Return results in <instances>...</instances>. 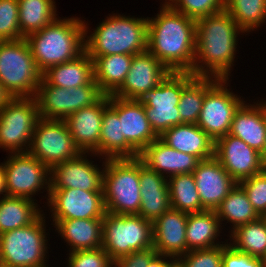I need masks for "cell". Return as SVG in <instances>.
Here are the masks:
<instances>
[{
    "mask_svg": "<svg viewBox=\"0 0 266 267\" xmlns=\"http://www.w3.org/2000/svg\"><path fill=\"white\" fill-rule=\"evenodd\" d=\"M141 217L154 221L171 208L167 178L148 168L139 158Z\"/></svg>",
    "mask_w": 266,
    "mask_h": 267,
    "instance_id": "obj_25",
    "label": "cell"
},
{
    "mask_svg": "<svg viewBox=\"0 0 266 267\" xmlns=\"http://www.w3.org/2000/svg\"><path fill=\"white\" fill-rule=\"evenodd\" d=\"M139 157L108 158L103 175V196L106 212L139 214L141 194Z\"/></svg>",
    "mask_w": 266,
    "mask_h": 267,
    "instance_id": "obj_5",
    "label": "cell"
},
{
    "mask_svg": "<svg viewBox=\"0 0 266 267\" xmlns=\"http://www.w3.org/2000/svg\"><path fill=\"white\" fill-rule=\"evenodd\" d=\"M170 1H171V0H162V2H160V3L166 5V4H168Z\"/></svg>",
    "mask_w": 266,
    "mask_h": 267,
    "instance_id": "obj_51",
    "label": "cell"
},
{
    "mask_svg": "<svg viewBox=\"0 0 266 267\" xmlns=\"http://www.w3.org/2000/svg\"><path fill=\"white\" fill-rule=\"evenodd\" d=\"M229 79L206 77V95L197 125L215 142L231 129L235 112L245 102L230 88Z\"/></svg>",
    "mask_w": 266,
    "mask_h": 267,
    "instance_id": "obj_10",
    "label": "cell"
},
{
    "mask_svg": "<svg viewBox=\"0 0 266 267\" xmlns=\"http://www.w3.org/2000/svg\"><path fill=\"white\" fill-rule=\"evenodd\" d=\"M188 213L170 208L152 222L153 249L158 254L180 258L187 253Z\"/></svg>",
    "mask_w": 266,
    "mask_h": 267,
    "instance_id": "obj_22",
    "label": "cell"
},
{
    "mask_svg": "<svg viewBox=\"0 0 266 267\" xmlns=\"http://www.w3.org/2000/svg\"><path fill=\"white\" fill-rule=\"evenodd\" d=\"M132 59L133 55L113 54L98 56L93 60L94 81L103 94L112 95L122 85Z\"/></svg>",
    "mask_w": 266,
    "mask_h": 267,
    "instance_id": "obj_32",
    "label": "cell"
},
{
    "mask_svg": "<svg viewBox=\"0 0 266 267\" xmlns=\"http://www.w3.org/2000/svg\"><path fill=\"white\" fill-rule=\"evenodd\" d=\"M6 194V186H5V175H4V168L3 162L0 163V197H5Z\"/></svg>",
    "mask_w": 266,
    "mask_h": 267,
    "instance_id": "obj_47",
    "label": "cell"
},
{
    "mask_svg": "<svg viewBox=\"0 0 266 267\" xmlns=\"http://www.w3.org/2000/svg\"><path fill=\"white\" fill-rule=\"evenodd\" d=\"M61 18L59 16L42 30L25 38L42 74L50 67L73 60L85 51L83 18Z\"/></svg>",
    "mask_w": 266,
    "mask_h": 267,
    "instance_id": "obj_4",
    "label": "cell"
},
{
    "mask_svg": "<svg viewBox=\"0 0 266 267\" xmlns=\"http://www.w3.org/2000/svg\"><path fill=\"white\" fill-rule=\"evenodd\" d=\"M18 0H0V39L18 40L21 35L18 22Z\"/></svg>",
    "mask_w": 266,
    "mask_h": 267,
    "instance_id": "obj_40",
    "label": "cell"
},
{
    "mask_svg": "<svg viewBox=\"0 0 266 267\" xmlns=\"http://www.w3.org/2000/svg\"><path fill=\"white\" fill-rule=\"evenodd\" d=\"M18 22L21 35L42 30L59 16L55 0H18Z\"/></svg>",
    "mask_w": 266,
    "mask_h": 267,
    "instance_id": "obj_34",
    "label": "cell"
},
{
    "mask_svg": "<svg viewBox=\"0 0 266 267\" xmlns=\"http://www.w3.org/2000/svg\"><path fill=\"white\" fill-rule=\"evenodd\" d=\"M45 213L46 209L28 226L0 234L1 263L12 267H40L49 262L48 230L51 229H47Z\"/></svg>",
    "mask_w": 266,
    "mask_h": 267,
    "instance_id": "obj_6",
    "label": "cell"
},
{
    "mask_svg": "<svg viewBox=\"0 0 266 267\" xmlns=\"http://www.w3.org/2000/svg\"><path fill=\"white\" fill-rule=\"evenodd\" d=\"M214 157L237 183L265 170L261 154L229 133L215 141Z\"/></svg>",
    "mask_w": 266,
    "mask_h": 267,
    "instance_id": "obj_17",
    "label": "cell"
},
{
    "mask_svg": "<svg viewBox=\"0 0 266 267\" xmlns=\"http://www.w3.org/2000/svg\"><path fill=\"white\" fill-rule=\"evenodd\" d=\"M224 10L246 35L266 25V0H224Z\"/></svg>",
    "mask_w": 266,
    "mask_h": 267,
    "instance_id": "obj_37",
    "label": "cell"
},
{
    "mask_svg": "<svg viewBox=\"0 0 266 267\" xmlns=\"http://www.w3.org/2000/svg\"><path fill=\"white\" fill-rule=\"evenodd\" d=\"M261 157H262L264 169L266 170V141H265L264 149H263V151L261 153Z\"/></svg>",
    "mask_w": 266,
    "mask_h": 267,
    "instance_id": "obj_50",
    "label": "cell"
},
{
    "mask_svg": "<svg viewBox=\"0 0 266 267\" xmlns=\"http://www.w3.org/2000/svg\"><path fill=\"white\" fill-rule=\"evenodd\" d=\"M246 192L256 212L266 215V170L238 183Z\"/></svg>",
    "mask_w": 266,
    "mask_h": 267,
    "instance_id": "obj_42",
    "label": "cell"
},
{
    "mask_svg": "<svg viewBox=\"0 0 266 267\" xmlns=\"http://www.w3.org/2000/svg\"><path fill=\"white\" fill-rule=\"evenodd\" d=\"M44 203L50 210V221L104 218L106 214L103 191L50 190L49 199Z\"/></svg>",
    "mask_w": 266,
    "mask_h": 267,
    "instance_id": "obj_16",
    "label": "cell"
},
{
    "mask_svg": "<svg viewBox=\"0 0 266 267\" xmlns=\"http://www.w3.org/2000/svg\"><path fill=\"white\" fill-rule=\"evenodd\" d=\"M95 155L106 159L139 157L121 133L118 113L110 105L103 112L99 151Z\"/></svg>",
    "mask_w": 266,
    "mask_h": 267,
    "instance_id": "obj_30",
    "label": "cell"
},
{
    "mask_svg": "<svg viewBox=\"0 0 266 267\" xmlns=\"http://www.w3.org/2000/svg\"><path fill=\"white\" fill-rule=\"evenodd\" d=\"M201 205L205 210H216L237 182L213 156L200 160L193 171Z\"/></svg>",
    "mask_w": 266,
    "mask_h": 267,
    "instance_id": "obj_20",
    "label": "cell"
},
{
    "mask_svg": "<svg viewBox=\"0 0 266 267\" xmlns=\"http://www.w3.org/2000/svg\"><path fill=\"white\" fill-rule=\"evenodd\" d=\"M102 95L94 80L85 86L65 89L49 85L42 78L34 98L40 118L65 120L70 114L94 104Z\"/></svg>",
    "mask_w": 266,
    "mask_h": 267,
    "instance_id": "obj_13",
    "label": "cell"
},
{
    "mask_svg": "<svg viewBox=\"0 0 266 267\" xmlns=\"http://www.w3.org/2000/svg\"><path fill=\"white\" fill-rule=\"evenodd\" d=\"M193 77L190 72H170L157 87L138 99L144 105L148 122L158 136L173 126L183 124L178 104L182 88Z\"/></svg>",
    "mask_w": 266,
    "mask_h": 267,
    "instance_id": "obj_9",
    "label": "cell"
},
{
    "mask_svg": "<svg viewBox=\"0 0 266 267\" xmlns=\"http://www.w3.org/2000/svg\"><path fill=\"white\" fill-rule=\"evenodd\" d=\"M139 158L148 168L167 179L173 175L193 173L199 162L195 156L177 151L159 138L150 143Z\"/></svg>",
    "mask_w": 266,
    "mask_h": 267,
    "instance_id": "obj_24",
    "label": "cell"
},
{
    "mask_svg": "<svg viewBox=\"0 0 266 267\" xmlns=\"http://www.w3.org/2000/svg\"><path fill=\"white\" fill-rule=\"evenodd\" d=\"M159 139L177 151L195 156L199 161L214 156L215 142L197 124H179L164 131Z\"/></svg>",
    "mask_w": 266,
    "mask_h": 267,
    "instance_id": "obj_27",
    "label": "cell"
},
{
    "mask_svg": "<svg viewBox=\"0 0 266 267\" xmlns=\"http://www.w3.org/2000/svg\"><path fill=\"white\" fill-rule=\"evenodd\" d=\"M167 5L194 20L224 10V0H171Z\"/></svg>",
    "mask_w": 266,
    "mask_h": 267,
    "instance_id": "obj_39",
    "label": "cell"
},
{
    "mask_svg": "<svg viewBox=\"0 0 266 267\" xmlns=\"http://www.w3.org/2000/svg\"><path fill=\"white\" fill-rule=\"evenodd\" d=\"M0 267H12V266L0 262Z\"/></svg>",
    "mask_w": 266,
    "mask_h": 267,
    "instance_id": "obj_52",
    "label": "cell"
},
{
    "mask_svg": "<svg viewBox=\"0 0 266 267\" xmlns=\"http://www.w3.org/2000/svg\"><path fill=\"white\" fill-rule=\"evenodd\" d=\"M167 267H186V266H185L184 262L180 258H172L168 262V266Z\"/></svg>",
    "mask_w": 266,
    "mask_h": 267,
    "instance_id": "obj_49",
    "label": "cell"
},
{
    "mask_svg": "<svg viewBox=\"0 0 266 267\" xmlns=\"http://www.w3.org/2000/svg\"><path fill=\"white\" fill-rule=\"evenodd\" d=\"M41 80L25 38L0 43V83L11 97H34Z\"/></svg>",
    "mask_w": 266,
    "mask_h": 267,
    "instance_id": "obj_7",
    "label": "cell"
},
{
    "mask_svg": "<svg viewBox=\"0 0 266 267\" xmlns=\"http://www.w3.org/2000/svg\"><path fill=\"white\" fill-rule=\"evenodd\" d=\"M156 254L153 248L136 251L120 257L113 263V267H147L150 259Z\"/></svg>",
    "mask_w": 266,
    "mask_h": 267,
    "instance_id": "obj_45",
    "label": "cell"
},
{
    "mask_svg": "<svg viewBox=\"0 0 266 267\" xmlns=\"http://www.w3.org/2000/svg\"><path fill=\"white\" fill-rule=\"evenodd\" d=\"M206 95V77L194 76L183 88L178 111L182 123L197 124Z\"/></svg>",
    "mask_w": 266,
    "mask_h": 267,
    "instance_id": "obj_38",
    "label": "cell"
},
{
    "mask_svg": "<svg viewBox=\"0 0 266 267\" xmlns=\"http://www.w3.org/2000/svg\"><path fill=\"white\" fill-rule=\"evenodd\" d=\"M40 267H50V265L47 263V264L40 266Z\"/></svg>",
    "mask_w": 266,
    "mask_h": 267,
    "instance_id": "obj_53",
    "label": "cell"
},
{
    "mask_svg": "<svg viewBox=\"0 0 266 267\" xmlns=\"http://www.w3.org/2000/svg\"><path fill=\"white\" fill-rule=\"evenodd\" d=\"M6 158L3 168L7 196L35 201V195L44 191L47 192L45 198L48 201L50 169L28 152L8 153Z\"/></svg>",
    "mask_w": 266,
    "mask_h": 267,
    "instance_id": "obj_12",
    "label": "cell"
},
{
    "mask_svg": "<svg viewBox=\"0 0 266 267\" xmlns=\"http://www.w3.org/2000/svg\"><path fill=\"white\" fill-rule=\"evenodd\" d=\"M167 182L172 209L188 214L205 211L201 205L193 173L173 175Z\"/></svg>",
    "mask_w": 266,
    "mask_h": 267,
    "instance_id": "obj_36",
    "label": "cell"
},
{
    "mask_svg": "<svg viewBox=\"0 0 266 267\" xmlns=\"http://www.w3.org/2000/svg\"><path fill=\"white\" fill-rule=\"evenodd\" d=\"M68 267H113L114 261L102 248L77 250L67 253Z\"/></svg>",
    "mask_w": 266,
    "mask_h": 267,
    "instance_id": "obj_41",
    "label": "cell"
},
{
    "mask_svg": "<svg viewBox=\"0 0 266 267\" xmlns=\"http://www.w3.org/2000/svg\"><path fill=\"white\" fill-rule=\"evenodd\" d=\"M27 152L49 169L82 153L64 120L44 118L38 120Z\"/></svg>",
    "mask_w": 266,
    "mask_h": 267,
    "instance_id": "obj_14",
    "label": "cell"
},
{
    "mask_svg": "<svg viewBox=\"0 0 266 267\" xmlns=\"http://www.w3.org/2000/svg\"><path fill=\"white\" fill-rule=\"evenodd\" d=\"M42 78L49 85L65 89L85 86L94 80V63L84 51L73 60L50 67L42 74Z\"/></svg>",
    "mask_w": 266,
    "mask_h": 267,
    "instance_id": "obj_29",
    "label": "cell"
},
{
    "mask_svg": "<svg viewBox=\"0 0 266 267\" xmlns=\"http://www.w3.org/2000/svg\"><path fill=\"white\" fill-rule=\"evenodd\" d=\"M223 231L215 210H205L188 214L186 224L187 252L195 249H208L225 244L219 241ZM218 240V241H217Z\"/></svg>",
    "mask_w": 266,
    "mask_h": 267,
    "instance_id": "obj_28",
    "label": "cell"
},
{
    "mask_svg": "<svg viewBox=\"0 0 266 267\" xmlns=\"http://www.w3.org/2000/svg\"><path fill=\"white\" fill-rule=\"evenodd\" d=\"M261 100H246L235 112L229 132L260 154L266 141V99Z\"/></svg>",
    "mask_w": 266,
    "mask_h": 267,
    "instance_id": "obj_23",
    "label": "cell"
},
{
    "mask_svg": "<svg viewBox=\"0 0 266 267\" xmlns=\"http://www.w3.org/2000/svg\"><path fill=\"white\" fill-rule=\"evenodd\" d=\"M11 98L9 93L4 89L0 83V109L6 104V102Z\"/></svg>",
    "mask_w": 266,
    "mask_h": 267,
    "instance_id": "obj_48",
    "label": "cell"
},
{
    "mask_svg": "<svg viewBox=\"0 0 266 267\" xmlns=\"http://www.w3.org/2000/svg\"><path fill=\"white\" fill-rule=\"evenodd\" d=\"M172 257L156 253L147 264V267H167Z\"/></svg>",
    "mask_w": 266,
    "mask_h": 267,
    "instance_id": "obj_46",
    "label": "cell"
},
{
    "mask_svg": "<svg viewBox=\"0 0 266 267\" xmlns=\"http://www.w3.org/2000/svg\"><path fill=\"white\" fill-rule=\"evenodd\" d=\"M157 15L148 17L147 50L170 72H190L196 49V20L167 4Z\"/></svg>",
    "mask_w": 266,
    "mask_h": 267,
    "instance_id": "obj_2",
    "label": "cell"
},
{
    "mask_svg": "<svg viewBox=\"0 0 266 267\" xmlns=\"http://www.w3.org/2000/svg\"><path fill=\"white\" fill-rule=\"evenodd\" d=\"M109 105V95L103 94L94 104L70 114L66 122L75 145L81 152L99 151L102 116Z\"/></svg>",
    "mask_w": 266,
    "mask_h": 267,
    "instance_id": "obj_21",
    "label": "cell"
},
{
    "mask_svg": "<svg viewBox=\"0 0 266 267\" xmlns=\"http://www.w3.org/2000/svg\"><path fill=\"white\" fill-rule=\"evenodd\" d=\"M222 267H266V261L235 250L227 240L222 244Z\"/></svg>",
    "mask_w": 266,
    "mask_h": 267,
    "instance_id": "obj_44",
    "label": "cell"
},
{
    "mask_svg": "<svg viewBox=\"0 0 266 267\" xmlns=\"http://www.w3.org/2000/svg\"><path fill=\"white\" fill-rule=\"evenodd\" d=\"M102 233V248L113 261L136 251L153 248L152 221L138 214L106 212Z\"/></svg>",
    "mask_w": 266,
    "mask_h": 267,
    "instance_id": "obj_8",
    "label": "cell"
},
{
    "mask_svg": "<svg viewBox=\"0 0 266 267\" xmlns=\"http://www.w3.org/2000/svg\"><path fill=\"white\" fill-rule=\"evenodd\" d=\"M243 33L226 10L196 20L193 75L230 79Z\"/></svg>",
    "mask_w": 266,
    "mask_h": 267,
    "instance_id": "obj_1",
    "label": "cell"
},
{
    "mask_svg": "<svg viewBox=\"0 0 266 267\" xmlns=\"http://www.w3.org/2000/svg\"><path fill=\"white\" fill-rule=\"evenodd\" d=\"M50 225L68 245V252L102 247L103 218L52 220Z\"/></svg>",
    "mask_w": 266,
    "mask_h": 267,
    "instance_id": "obj_26",
    "label": "cell"
},
{
    "mask_svg": "<svg viewBox=\"0 0 266 267\" xmlns=\"http://www.w3.org/2000/svg\"><path fill=\"white\" fill-rule=\"evenodd\" d=\"M180 259L186 267H222V244L208 249L190 250Z\"/></svg>",
    "mask_w": 266,
    "mask_h": 267,
    "instance_id": "obj_43",
    "label": "cell"
},
{
    "mask_svg": "<svg viewBox=\"0 0 266 267\" xmlns=\"http://www.w3.org/2000/svg\"><path fill=\"white\" fill-rule=\"evenodd\" d=\"M89 25L84 20L85 51L92 60L98 56L135 55L147 50V17L138 18L112 12L93 31H90Z\"/></svg>",
    "mask_w": 266,
    "mask_h": 267,
    "instance_id": "obj_3",
    "label": "cell"
},
{
    "mask_svg": "<svg viewBox=\"0 0 266 267\" xmlns=\"http://www.w3.org/2000/svg\"><path fill=\"white\" fill-rule=\"evenodd\" d=\"M215 212L219 218L220 225L223 224L221 226L222 229L225 228L224 225L226 226L227 223L230 224L229 229H226L230 230L228 231L229 234L237 227L261 217L250 203L244 189L238 183L216 208Z\"/></svg>",
    "mask_w": 266,
    "mask_h": 267,
    "instance_id": "obj_31",
    "label": "cell"
},
{
    "mask_svg": "<svg viewBox=\"0 0 266 267\" xmlns=\"http://www.w3.org/2000/svg\"><path fill=\"white\" fill-rule=\"evenodd\" d=\"M169 73L148 50L135 54L124 82L112 95L138 100L145 92L157 87Z\"/></svg>",
    "mask_w": 266,
    "mask_h": 267,
    "instance_id": "obj_18",
    "label": "cell"
},
{
    "mask_svg": "<svg viewBox=\"0 0 266 267\" xmlns=\"http://www.w3.org/2000/svg\"><path fill=\"white\" fill-rule=\"evenodd\" d=\"M109 105L118 113L124 138L139 154L159 138L148 122L144 105L139 100L109 95Z\"/></svg>",
    "mask_w": 266,
    "mask_h": 267,
    "instance_id": "obj_19",
    "label": "cell"
},
{
    "mask_svg": "<svg viewBox=\"0 0 266 267\" xmlns=\"http://www.w3.org/2000/svg\"><path fill=\"white\" fill-rule=\"evenodd\" d=\"M37 202L23 197L0 198V234L33 223L44 211Z\"/></svg>",
    "mask_w": 266,
    "mask_h": 267,
    "instance_id": "obj_33",
    "label": "cell"
},
{
    "mask_svg": "<svg viewBox=\"0 0 266 267\" xmlns=\"http://www.w3.org/2000/svg\"><path fill=\"white\" fill-rule=\"evenodd\" d=\"M39 119L34 97H11L0 109V149L27 152Z\"/></svg>",
    "mask_w": 266,
    "mask_h": 267,
    "instance_id": "obj_11",
    "label": "cell"
},
{
    "mask_svg": "<svg viewBox=\"0 0 266 267\" xmlns=\"http://www.w3.org/2000/svg\"><path fill=\"white\" fill-rule=\"evenodd\" d=\"M93 156L97 157L100 162L102 161L101 166L88 159ZM105 166L106 158L94 153L82 152L77 157L58 163L50 169V190L73 188L85 191H103Z\"/></svg>",
    "mask_w": 266,
    "mask_h": 267,
    "instance_id": "obj_15",
    "label": "cell"
},
{
    "mask_svg": "<svg viewBox=\"0 0 266 267\" xmlns=\"http://www.w3.org/2000/svg\"><path fill=\"white\" fill-rule=\"evenodd\" d=\"M228 243L237 251L262 258L266 261V219H259L241 225L233 230Z\"/></svg>",
    "mask_w": 266,
    "mask_h": 267,
    "instance_id": "obj_35",
    "label": "cell"
}]
</instances>
